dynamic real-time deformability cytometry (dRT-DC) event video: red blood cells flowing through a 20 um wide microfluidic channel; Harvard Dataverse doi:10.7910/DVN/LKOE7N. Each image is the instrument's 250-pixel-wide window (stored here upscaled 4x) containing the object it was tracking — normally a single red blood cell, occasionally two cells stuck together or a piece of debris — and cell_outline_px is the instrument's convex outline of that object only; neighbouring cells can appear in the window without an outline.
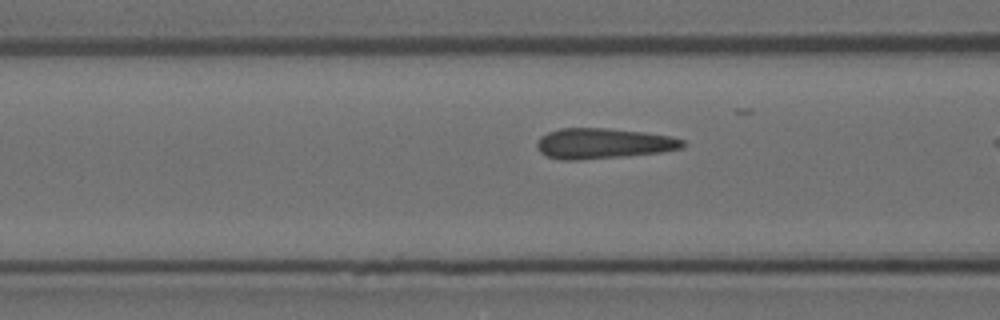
{"species": "Egyptian fruit bat (a non-hibernating species)", "species_latin": "Rousettus aegyptiacus", "temperature_condition": "room temperature", "stored_images_in_passage": 8, "camera_frame_rate_fps": 3000, "um_per_image_px": 0.085, "animal": {"sex": "female"}, "frame": {"image": 1, "passage_image": 6, "time_ms": 1.667, "image_size_px": [1000, 320], "cell_outline_px": [[688, 144], [684, 148], [660, 152], [624, 156], [576, 160], [560, 160], [548, 156], [540, 152], [536, 148], [536, 144], [540, 136], [548, 132], [560, 128], [608, 128], [644, 132], [672, 136], [684, 140]], "centroid_in_image_um": [51.29, 12.19], "position_along_channel_um": 115.3, "area_um2": 26.07}}